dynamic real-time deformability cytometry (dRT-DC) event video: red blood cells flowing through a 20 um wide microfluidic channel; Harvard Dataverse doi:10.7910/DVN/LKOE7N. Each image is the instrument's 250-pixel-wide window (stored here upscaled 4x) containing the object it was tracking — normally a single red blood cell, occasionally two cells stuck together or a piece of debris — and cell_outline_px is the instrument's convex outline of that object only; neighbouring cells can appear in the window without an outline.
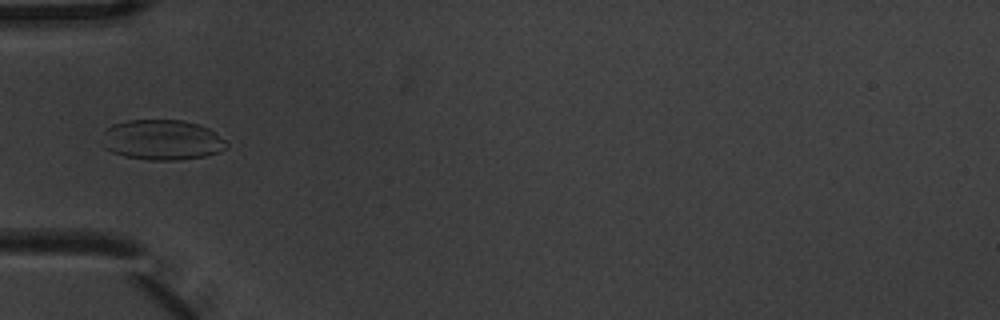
{"species": "common noctule bat (a hibernating species)", "species_latin": "Nyctalus noctula", "temperature_condition": "warm", "stored_images_in_passage": 8, "camera_frame_rate_fps": 3000, "um_per_image_px": 0.085, "animal": {"sex": "male", "body_mass_g": 20.1, "forearm_length_mm": 53.5}, "frame": {"image": 1, "passage_image": 5, "time_ms": 1.333, "image_size_px": [1000, 320], "cell_outline_px": [[228, 148], [220, 152], [204, 156], [180, 160], [148, 160], [124, 156], [112, 152], [104, 148], [104, 132], [112, 124], [128, 120], [184, 120], [208, 128], [224, 140], [228, 144]], "centroid_in_image_um": [13.78, 11.9], "position_along_channel_um": 71.2, "area_um2": 29.13}}
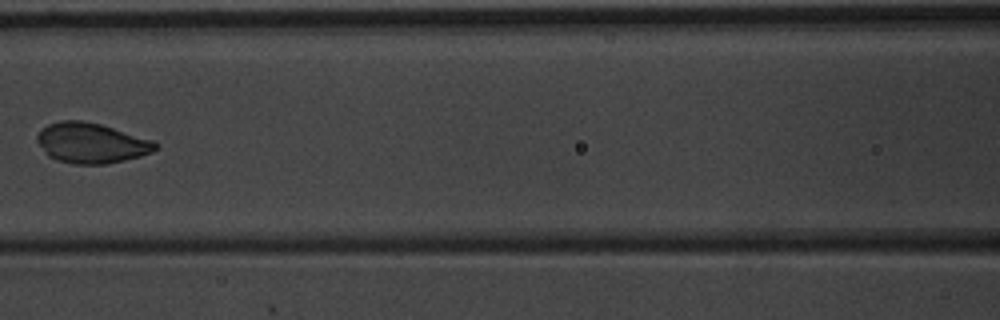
{"frame": {"image": 2, "passage_image": 7, "time_ms": 2.0, "image_size_px": [1000, 320], "cell_outline_px": [[160, 144], [152, 152], [140, 156], [124, 160], [104, 164], [72, 164], [56, 160], [48, 156], [36, 140], [36, 136], [40, 128], [48, 124], [60, 120], [80, 120], [100, 124], [152, 140]], "centroid_in_image_um": [7.72, 12.15], "position_along_channel_um": 158.9, "area_um2": 27.74}}
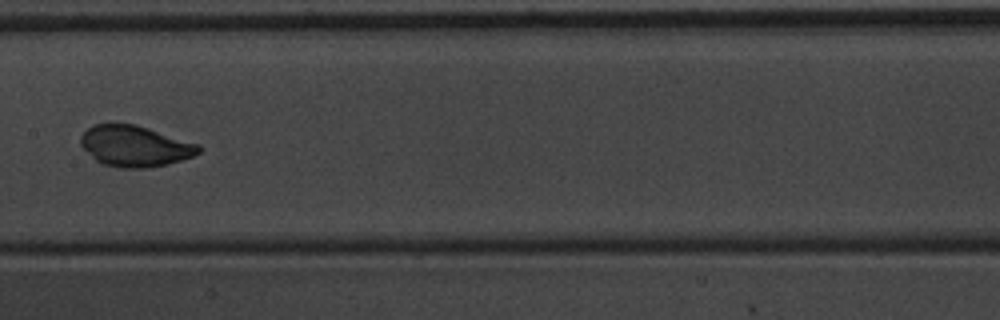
{"frame": {"image": 3, "passage_image": 8, "time_ms": 2.333, "image_size_px": [1000, 320], "cell_outline_px": [[204, 148], [200, 152], [192, 156], [168, 164], [148, 168], [120, 168], [104, 164], [96, 160], [80, 144], [80, 136], [88, 128], [96, 124], [112, 120], [116, 120], [136, 124], [200, 144]], "centroid_in_image_um": [11.47, 12.38], "position_along_channel_um": 195.9, "area_um2": 28.78}}